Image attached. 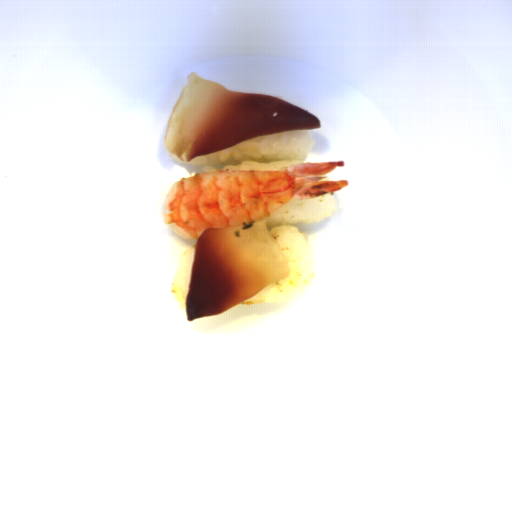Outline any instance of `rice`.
Wrapping results in <instances>:
<instances>
[{
	"mask_svg": "<svg viewBox=\"0 0 512 512\" xmlns=\"http://www.w3.org/2000/svg\"><path fill=\"white\" fill-rule=\"evenodd\" d=\"M337 208L334 191L314 199L292 197L264 218L288 263L290 274L235 305L282 304L304 295L315 281L317 261L307 233L296 226L321 222L334 215Z\"/></svg>",
	"mask_w": 512,
	"mask_h": 512,
	"instance_id": "1",
	"label": "rice"
},
{
	"mask_svg": "<svg viewBox=\"0 0 512 512\" xmlns=\"http://www.w3.org/2000/svg\"><path fill=\"white\" fill-rule=\"evenodd\" d=\"M316 140L308 129L250 138L234 146L179 161L202 166V172L280 170L305 164Z\"/></svg>",
	"mask_w": 512,
	"mask_h": 512,
	"instance_id": "2",
	"label": "rice"
},
{
	"mask_svg": "<svg viewBox=\"0 0 512 512\" xmlns=\"http://www.w3.org/2000/svg\"><path fill=\"white\" fill-rule=\"evenodd\" d=\"M196 245L183 251L174 266L171 291L182 311L186 314L185 303L189 291Z\"/></svg>",
	"mask_w": 512,
	"mask_h": 512,
	"instance_id": "3",
	"label": "rice"
}]
</instances>
